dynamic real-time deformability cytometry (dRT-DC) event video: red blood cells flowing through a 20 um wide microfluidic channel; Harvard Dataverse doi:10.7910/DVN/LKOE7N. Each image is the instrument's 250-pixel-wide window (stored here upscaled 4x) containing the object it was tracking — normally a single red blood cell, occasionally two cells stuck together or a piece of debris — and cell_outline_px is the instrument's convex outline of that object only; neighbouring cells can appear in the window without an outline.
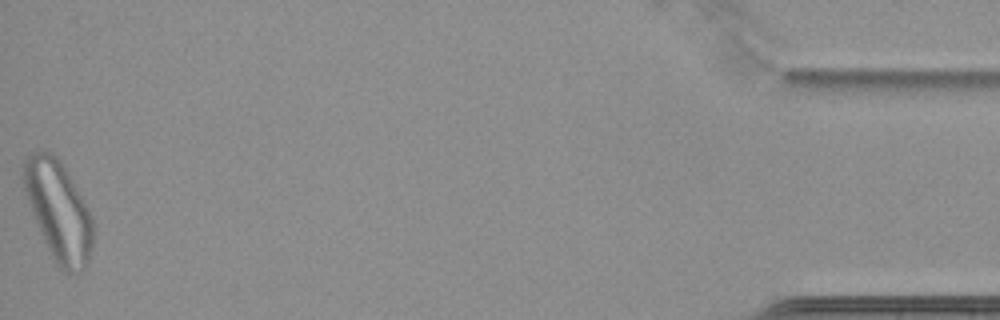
{"species": "common noctule bat (a hibernating species)", "species_latin": "Nyctalus noctula", "temperature_condition": "cold", "stored_images_in_passage": 59, "segment_of_instrument_passage": [2, 2], "camera_frame_rate_fps": 3000, "um_per_image_px": 0.085, "animal": {"sex": "female", "body_mass_g": 22.7, "forearm_length_mm": 54.2}, "frame": {"image": 1, "passage_image": 59, "time_ms": 19.333, "image_size_px": [1000, 320], "cell_outline_px": [[92, 248], [88, 260], [84, 268], [80, 272], [64, 272], [60, 268], [52, 256], [44, 240], [32, 212], [24, 192], [20, 176], [24, 160], [36, 148], [48, 152], [56, 156], [60, 160], [92, 216]], "centroid_in_image_um": [4.93, 17.87], "position_along_channel_um": 430.3, "area_um2": 39.94}}